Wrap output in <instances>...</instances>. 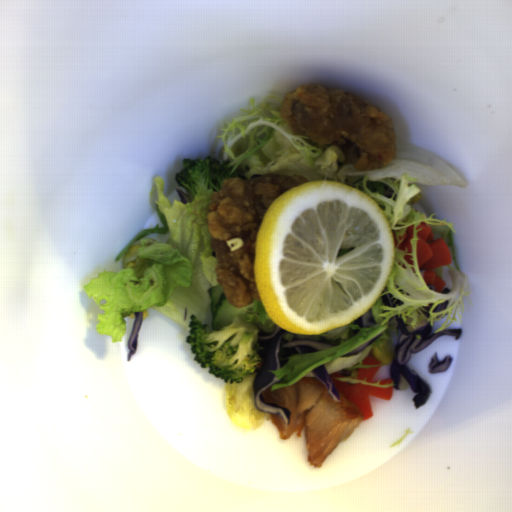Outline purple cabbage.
Listing matches in <instances>:
<instances>
[{
    "label": "purple cabbage",
    "mask_w": 512,
    "mask_h": 512,
    "mask_svg": "<svg viewBox=\"0 0 512 512\" xmlns=\"http://www.w3.org/2000/svg\"><path fill=\"white\" fill-rule=\"evenodd\" d=\"M449 300H446L444 302H441L440 304H438L437 306L434 307V309L432 310L433 313H436V312H440L442 311L443 309L447 308L448 305H449Z\"/></svg>",
    "instance_id": "10"
},
{
    "label": "purple cabbage",
    "mask_w": 512,
    "mask_h": 512,
    "mask_svg": "<svg viewBox=\"0 0 512 512\" xmlns=\"http://www.w3.org/2000/svg\"><path fill=\"white\" fill-rule=\"evenodd\" d=\"M288 333L290 331L280 325L272 333L258 332L256 349L261 358V367L252 382L255 409L267 414L279 415L286 426L290 423L291 410L274 403L265 402L263 398V391L266 388H271L281 382L277 376L269 371L280 369L292 355L318 353L336 346L335 344L307 340L288 341L284 338Z\"/></svg>",
    "instance_id": "1"
},
{
    "label": "purple cabbage",
    "mask_w": 512,
    "mask_h": 512,
    "mask_svg": "<svg viewBox=\"0 0 512 512\" xmlns=\"http://www.w3.org/2000/svg\"><path fill=\"white\" fill-rule=\"evenodd\" d=\"M144 311L143 312H134V322L132 325V329L129 335L127 347L129 349V353L127 355V361L130 362L134 354L138 349V334L143 322Z\"/></svg>",
    "instance_id": "3"
},
{
    "label": "purple cabbage",
    "mask_w": 512,
    "mask_h": 512,
    "mask_svg": "<svg viewBox=\"0 0 512 512\" xmlns=\"http://www.w3.org/2000/svg\"><path fill=\"white\" fill-rule=\"evenodd\" d=\"M353 324L358 325L360 328H369L376 324L370 308L365 311L358 318L354 319Z\"/></svg>",
    "instance_id": "6"
},
{
    "label": "purple cabbage",
    "mask_w": 512,
    "mask_h": 512,
    "mask_svg": "<svg viewBox=\"0 0 512 512\" xmlns=\"http://www.w3.org/2000/svg\"><path fill=\"white\" fill-rule=\"evenodd\" d=\"M337 373H338V375L342 376V378H347L352 375L353 371L347 370V369H341V370L337 371Z\"/></svg>",
    "instance_id": "11"
},
{
    "label": "purple cabbage",
    "mask_w": 512,
    "mask_h": 512,
    "mask_svg": "<svg viewBox=\"0 0 512 512\" xmlns=\"http://www.w3.org/2000/svg\"><path fill=\"white\" fill-rule=\"evenodd\" d=\"M451 362V355L448 354L442 360H439L438 353L434 352L431 355L430 361L427 365V371L430 374H440L442 372H445L450 367Z\"/></svg>",
    "instance_id": "5"
},
{
    "label": "purple cabbage",
    "mask_w": 512,
    "mask_h": 512,
    "mask_svg": "<svg viewBox=\"0 0 512 512\" xmlns=\"http://www.w3.org/2000/svg\"><path fill=\"white\" fill-rule=\"evenodd\" d=\"M427 286H428V288H429L431 291H434V292L436 291V288H435V286H434V285L428 284Z\"/></svg>",
    "instance_id": "13"
},
{
    "label": "purple cabbage",
    "mask_w": 512,
    "mask_h": 512,
    "mask_svg": "<svg viewBox=\"0 0 512 512\" xmlns=\"http://www.w3.org/2000/svg\"><path fill=\"white\" fill-rule=\"evenodd\" d=\"M317 380H320L324 386L328 389L332 398L336 401L339 400L340 395L339 391L336 388L327 368L325 365H318L313 370L310 371Z\"/></svg>",
    "instance_id": "4"
},
{
    "label": "purple cabbage",
    "mask_w": 512,
    "mask_h": 512,
    "mask_svg": "<svg viewBox=\"0 0 512 512\" xmlns=\"http://www.w3.org/2000/svg\"><path fill=\"white\" fill-rule=\"evenodd\" d=\"M381 302H382V305L391 306V307H395V308L397 306H402V304H403L402 301L395 299L391 293H386V294L382 295Z\"/></svg>",
    "instance_id": "8"
},
{
    "label": "purple cabbage",
    "mask_w": 512,
    "mask_h": 512,
    "mask_svg": "<svg viewBox=\"0 0 512 512\" xmlns=\"http://www.w3.org/2000/svg\"><path fill=\"white\" fill-rule=\"evenodd\" d=\"M382 335H383L382 333H378L377 335H375L374 337H372L365 343L361 344L360 346L356 347L355 349H353L352 351H350L349 353H347L346 355L341 356V357L344 358V357H349V356H353V355H358L359 353H361L364 349H366L369 345H371L374 341H376Z\"/></svg>",
    "instance_id": "7"
},
{
    "label": "purple cabbage",
    "mask_w": 512,
    "mask_h": 512,
    "mask_svg": "<svg viewBox=\"0 0 512 512\" xmlns=\"http://www.w3.org/2000/svg\"><path fill=\"white\" fill-rule=\"evenodd\" d=\"M395 321L396 331H400L395 345L392 359L389 362V376L395 390H400L401 376L407 381L409 387L415 393L412 398L413 405L420 408L429 399L432 389L425 380L413 373L408 364L412 354L422 351L439 336H453L458 340L462 336L461 328L442 329L432 332L433 327L426 319L418 321L413 330H408L406 323L400 316L393 315L388 322Z\"/></svg>",
    "instance_id": "2"
},
{
    "label": "purple cabbage",
    "mask_w": 512,
    "mask_h": 512,
    "mask_svg": "<svg viewBox=\"0 0 512 512\" xmlns=\"http://www.w3.org/2000/svg\"><path fill=\"white\" fill-rule=\"evenodd\" d=\"M440 293H442V294H448V293H451V290H450L448 287H445V288H443V289L441 290V292H440Z\"/></svg>",
    "instance_id": "12"
},
{
    "label": "purple cabbage",
    "mask_w": 512,
    "mask_h": 512,
    "mask_svg": "<svg viewBox=\"0 0 512 512\" xmlns=\"http://www.w3.org/2000/svg\"><path fill=\"white\" fill-rule=\"evenodd\" d=\"M180 201L182 202V204H186L187 203H191V198L189 197L188 194H186L183 190H181L179 187H176L175 189Z\"/></svg>",
    "instance_id": "9"
}]
</instances>
